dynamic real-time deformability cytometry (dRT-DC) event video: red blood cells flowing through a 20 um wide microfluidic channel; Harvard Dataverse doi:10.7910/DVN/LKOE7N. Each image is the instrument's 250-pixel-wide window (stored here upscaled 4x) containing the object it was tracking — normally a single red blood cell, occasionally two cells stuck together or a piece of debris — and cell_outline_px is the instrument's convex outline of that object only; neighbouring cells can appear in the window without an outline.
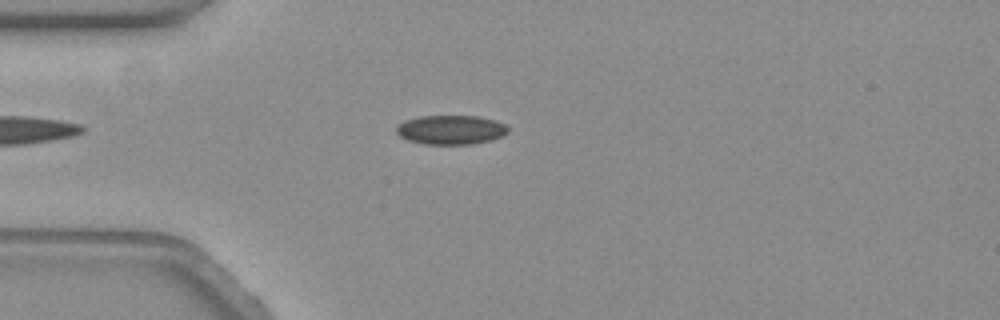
{"species": "common noctule bat (a hibernating species)", "species_latin": "Nyctalus noctula", "temperature_condition": "warm", "stored_images_in_passage": 51, "camera_frame_rate_fps": 3000, "um_per_image_px": 0.085, "animal": {"sex": "female", "body_mass_g": 19.3, "forearm_length_mm": 54.1}, "frame": {"image": 1, "passage_image": 7, "time_ms": 2.0, "image_size_px": [1000, 320], "cell_outline_px": [[508, 132], [500, 136], [488, 140], [472, 144], [424, 144], [408, 140], [400, 136], [396, 132], [396, 124], [404, 120], [420, 116], [480, 116], [496, 120], [504, 124], [508, 128]], "centroid_in_image_um": [38.28, 11.02], "position_along_channel_um": 46.7, "area_um2": 19.02}}
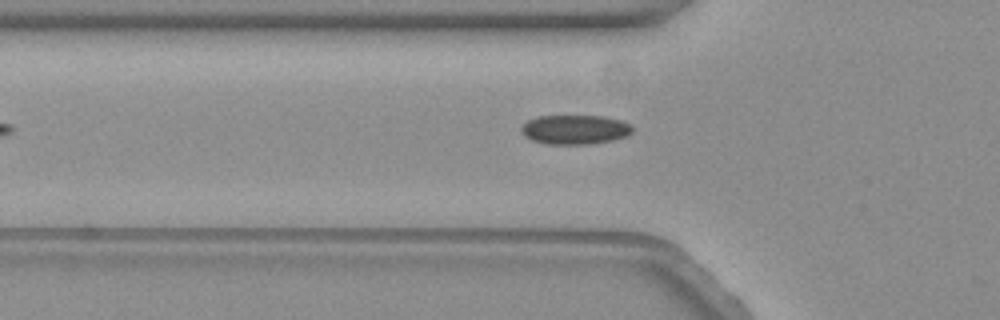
{"frame": {"image": 2, "passage_image": 11, "time_ms": 3.333, "image_size_px": [1000, 320], "cell_outline_px": [[632, 132], [628, 136], [612, 140], [588, 144], [548, 144], [532, 140], [524, 136], [520, 132], [520, 128], [528, 120], [536, 116], [604, 116], [620, 120], [632, 124]], "centroid_in_image_um": [48.87, 11.01], "position_along_channel_um": 76.9, "area_um2": 19.13}}
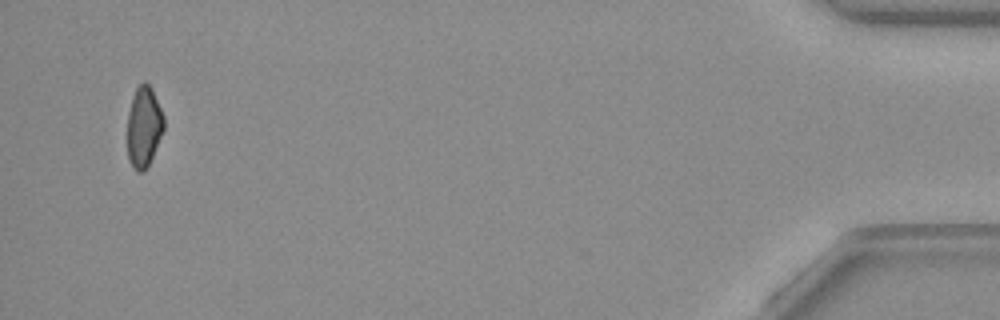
{"frame": {"image": 3, "passage_image": 49, "time_ms": 16.0, "image_size_px": [1000, 320], "cell_outline_px": [[164, 128], [148, 168], [144, 172], [136, 172], [132, 168], [128, 160], [128, 112], [132, 96], [136, 88], [144, 80], [152, 88], [164, 116]], "centroid_in_image_um": [12.22, 10.81], "position_along_channel_um": 423.0, "area_um2": 17.4}, "authors_computed_cell_mechanics": {"area_um2": 18.9584, "velocity_mm_per_s": 3.4327, "shape_relaxation_time_tau1_ms": null, "shape_relaxation_time_tau2_ms": 2.3045, "deformation_change_tau1": null, "deformation_change_tau2": 0.0761}}